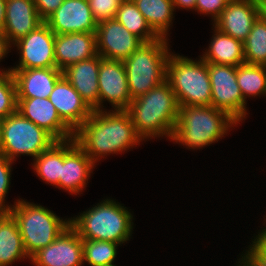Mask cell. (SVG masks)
Instances as JSON below:
<instances>
[{
	"label": "cell",
	"mask_w": 266,
	"mask_h": 266,
	"mask_svg": "<svg viewBox=\"0 0 266 266\" xmlns=\"http://www.w3.org/2000/svg\"><path fill=\"white\" fill-rule=\"evenodd\" d=\"M29 259L16 220L9 212H0V266Z\"/></svg>",
	"instance_id": "cb8c5ba5"
},
{
	"label": "cell",
	"mask_w": 266,
	"mask_h": 266,
	"mask_svg": "<svg viewBox=\"0 0 266 266\" xmlns=\"http://www.w3.org/2000/svg\"><path fill=\"white\" fill-rule=\"evenodd\" d=\"M56 68L63 71L68 66L98 55L96 33L55 34Z\"/></svg>",
	"instance_id": "d6986e66"
},
{
	"label": "cell",
	"mask_w": 266,
	"mask_h": 266,
	"mask_svg": "<svg viewBox=\"0 0 266 266\" xmlns=\"http://www.w3.org/2000/svg\"><path fill=\"white\" fill-rule=\"evenodd\" d=\"M115 19L143 42H152L160 37L151 29L148 22L132 0H122Z\"/></svg>",
	"instance_id": "4316f807"
},
{
	"label": "cell",
	"mask_w": 266,
	"mask_h": 266,
	"mask_svg": "<svg viewBox=\"0 0 266 266\" xmlns=\"http://www.w3.org/2000/svg\"><path fill=\"white\" fill-rule=\"evenodd\" d=\"M122 0H89L92 14L97 23L113 19Z\"/></svg>",
	"instance_id": "1f68e13d"
},
{
	"label": "cell",
	"mask_w": 266,
	"mask_h": 266,
	"mask_svg": "<svg viewBox=\"0 0 266 266\" xmlns=\"http://www.w3.org/2000/svg\"><path fill=\"white\" fill-rule=\"evenodd\" d=\"M119 245L110 241L82 239L83 260L90 266L114 265Z\"/></svg>",
	"instance_id": "f546056e"
},
{
	"label": "cell",
	"mask_w": 266,
	"mask_h": 266,
	"mask_svg": "<svg viewBox=\"0 0 266 266\" xmlns=\"http://www.w3.org/2000/svg\"><path fill=\"white\" fill-rule=\"evenodd\" d=\"M11 46L6 35L0 31V61L9 53Z\"/></svg>",
	"instance_id": "74e56055"
},
{
	"label": "cell",
	"mask_w": 266,
	"mask_h": 266,
	"mask_svg": "<svg viewBox=\"0 0 266 266\" xmlns=\"http://www.w3.org/2000/svg\"><path fill=\"white\" fill-rule=\"evenodd\" d=\"M263 14L266 16V0H263Z\"/></svg>",
	"instance_id": "60d3db41"
},
{
	"label": "cell",
	"mask_w": 266,
	"mask_h": 266,
	"mask_svg": "<svg viewBox=\"0 0 266 266\" xmlns=\"http://www.w3.org/2000/svg\"><path fill=\"white\" fill-rule=\"evenodd\" d=\"M246 252L239 259L245 266H266V254L258 253L252 246Z\"/></svg>",
	"instance_id": "d590c367"
},
{
	"label": "cell",
	"mask_w": 266,
	"mask_h": 266,
	"mask_svg": "<svg viewBox=\"0 0 266 266\" xmlns=\"http://www.w3.org/2000/svg\"><path fill=\"white\" fill-rule=\"evenodd\" d=\"M54 43V32L43 22L13 44L19 50L20 59L10 70L56 67Z\"/></svg>",
	"instance_id": "30bf717a"
},
{
	"label": "cell",
	"mask_w": 266,
	"mask_h": 266,
	"mask_svg": "<svg viewBox=\"0 0 266 266\" xmlns=\"http://www.w3.org/2000/svg\"><path fill=\"white\" fill-rule=\"evenodd\" d=\"M44 22L54 34L96 33L98 25L89 0H64Z\"/></svg>",
	"instance_id": "5bb4252c"
},
{
	"label": "cell",
	"mask_w": 266,
	"mask_h": 266,
	"mask_svg": "<svg viewBox=\"0 0 266 266\" xmlns=\"http://www.w3.org/2000/svg\"><path fill=\"white\" fill-rule=\"evenodd\" d=\"M133 215L115 200L105 199L77 217L70 225L81 239L110 241L123 244L130 239Z\"/></svg>",
	"instance_id": "277c9868"
},
{
	"label": "cell",
	"mask_w": 266,
	"mask_h": 266,
	"mask_svg": "<svg viewBox=\"0 0 266 266\" xmlns=\"http://www.w3.org/2000/svg\"><path fill=\"white\" fill-rule=\"evenodd\" d=\"M8 212L17 222L29 259L70 226L69 218L63 220L51 210L22 199L15 201Z\"/></svg>",
	"instance_id": "8992f818"
},
{
	"label": "cell",
	"mask_w": 266,
	"mask_h": 266,
	"mask_svg": "<svg viewBox=\"0 0 266 266\" xmlns=\"http://www.w3.org/2000/svg\"><path fill=\"white\" fill-rule=\"evenodd\" d=\"M48 99L56 108L60 118L74 132L93 112L64 76L56 82Z\"/></svg>",
	"instance_id": "ac0fdd59"
},
{
	"label": "cell",
	"mask_w": 266,
	"mask_h": 266,
	"mask_svg": "<svg viewBox=\"0 0 266 266\" xmlns=\"http://www.w3.org/2000/svg\"><path fill=\"white\" fill-rule=\"evenodd\" d=\"M57 140L45 129L26 119L19 111L1 120L0 154L11 161L22 155L34 159Z\"/></svg>",
	"instance_id": "ba28073f"
},
{
	"label": "cell",
	"mask_w": 266,
	"mask_h": 266,
	"mask_svg": "<svg viewBox=\"0 0 266 266\" xmlns=\"http://www.w3.org/2000/svg\"><path fill=\"white\" fill-rule=\"evenodd\" d=\"M74 139L94 163L101 157L127 151L143 140L126 110L93 111L74 132Z\"/></svg>",
	"instance_id": "6da1fadb"
},
{
	"label": "cell",
	"mask_w": 266,
	"mask_h": 266,
	"mask_svg": "<svg viewBox=\"0 0 266 266\" xmlns=\"http://www.w3.org/2000/svg\"><path fill=\"white\" fill-rule=\"evenodd\" d=\"M96 164L76 144L74 138L64 141V163L60 176V189L79 194L86 187Z\"/></svg>",
	"instance_id": "e0dca14e"
},
{
	"label": "cell",
	"mask_w": 266,
	"mask_h": 266,
	"mask_svg": "<svg viewBox=\"0 0 266 266\" xmlns=\"http://www.w3.org/2000/svg\"><path fill=\"white\" fill-rule=\"evenodd\" d=\"M209 49L202 58L207 63L239 66L245 63L243 42L229 36L216 27Z\"/></svg>",
	"instance_id": "603a6c76"
},
{
	"label": "cell",
	"mask_w": 266,
	"mask_h": 266,
	"mask_svg": "<svg viewBox=\"0 0 266 266\" xmlns=\"http://www.w3.org/2000/svg\"><path fill=\"white\" fill-rule=\"evenodd\" d=\"M17 111L38 127L45 129L57 141L74 138V131L60 118L48 98H17Z\"/></svg>",
	"instance_id": "2e32d148"
},
{
	"label": "cell",
	"mask_w": 266,
	"mask_h": 266,
	"mask_svg": "<svg viewBox=\"0 0 266 266\" xmlns=\"http://www.w3.org/2000/svg\"><path fill=\"white\" fill-rule=\"evenodd\" d=\"M238 263H240L241 265L239 264V265H237V266H245L244 263H243L242 261H238Z\"/></svg>",
	"instance_id": "7bdbcfd3"
},
{
	"label": "cell",
	"mask_w": 266,
	"mask_h": 266,
	"mask_svg": "<svg viewBox=\"0 0 266 266\" xmlns=\"http://www.w3.org/2000/svg\"><path fill=\"white\" fill-rule=\"evenodd\" d=\"M236 124L225 111L213 106H179L171 141L190 149H200L218 142Z\"/></svg>",
	"instance_id": "3957f363"
},
{
	"label": "cell",
	"mask_w": 266,
	"mask_h": 266,
	"mask_svg": "<svg viewBox=\"0 0 266 266\" xmlns=\"http://www.w3.org/2000/svg\"><path fill=\"white\" fill-rule=\"evenodd\" d=\"M226 5L224 0H196L195 10L199 13L210 15L214 22L225 9Z\"/></svg>",
	"instance_id": "836d02e7"
},
{
	"label": "cell",
	"mask_w": 266,
	"mask_h": 266,
	"mask_svg": "<svg viewBox=\"0 0 266 266\" xmlns=\"http://www.w3.org/2000/svg\"><path fill=\"white\" fill-rule=\"evenodd\" d=\"M30 261L35 266H82V239L70 225L50 245L35 253Z\"/></svg>",
	"instance_id": "4fadbf2b"
},
{
	"label": "cell",
	"mask_w": 266,
	"mask_h": 266,
	"mask_svg": "<svg viewBox=\"0 0 266 266\" xmlns=\"http://www.w3.org/2000/svg\"><path fill=\"white\" fill-rule=\"evenodd\" d=\"M166 80L179 106H211L208 64L202 58L194 61L171 53L166 63Z\"/></svg>",
	"instance_id": "5b68a950"
},
{
	"label": "cell",
	"mask_w": 266,
	"mask_h": 266,
	"mask_svg": "<svg viewBox=\"0 0 266 266\" xmlns=\"http://www.w3.org/2000/svg\"><path fill=\"white\" fill-rule=\"evenodd\" d=\"M251 246L258 253L266 254V228L261 230V232H258V235L254 238V241H252Z\"/></svg>",
	"instance_id": "8d00e7d4"
},
{
	"label": "cell",
	"mask_w": 266,
	"mask_h": 266,
	"mask_svg": "<svg viewBox=\"0 0 266 266\" xmlns=\"http://www.w3.org/2000/svg\"><path fill=\"white\" fill-rule=\"evenodd\" d=\"M17 89L10 69L0 70V118L17 111Z\"/></svg>",
	"instance_id": "4dcf8cb0"
},
{
	"label": "cell",
	"mask_w": 266,
	"mask_h": 266,
	"mask_svg": "<svg viewBox=\"0 0 266 266\" xmlns=\"http://www.w3.org/2000/svg\"><path fill=\"white\" fill-rule=\"evenodd\" d=\"M13 74L17 98H49L63 72L56 68L10 70Z\"/></svg>",
	"instance_id": "7402d4cb"
},
{
	"label": "cell",
	"mask_w": 266,
	"mask_h": 266,
	"mask_svg": "<svg viewBox=\"0 0 266 266\" xmlns=\"http://www.w3.org/2000/svg\"><path fill=\"white\" fill-rule=\"evenodd\" d=\"M5 4L6 0H0V31H2L5 21Z\"/></svg>",
	"instance_id": "ab89813d"
},
{
	"label": "cell",
	"mask_w": 266,
	"mask_h": 266,
	"mask_svg": "<svg viewBox=\"0 0 266 266\" xmlns=\"http://www.w3.org/2000/svg\"><path fill=\"white\" fill-rule=\"evenodd\" d=\"M14 162L0 154V212H8L13 205H5V197L9 191L11 169Z\"/></svg>",
	"instance_id": "d6a6232c"
},
{
	"label": "cell",
	"mask_w": 266,
	"mask_h": 266,
	"mask_svg": "<svg viewBox=\"0 0 266 266\" xmlns=\"http://www.w3.org/2000/svg\"><path fill=\"white\" fill-rule=\"evenodd\" d=\"M263 13V0H241L227 4L213 26L244 42L257 18Z\"/></svg>",
	"instance_id": "9a60e30c"
},
{
	"label": "cell",
	"mask_w": 266,
	"mask_h": 266,
	"mask_svg": "<svg viewBox=\"0 0 266 266\" xmlns=\"http://www.w3.org/2000/svg\"><path fill=\"white\" fill-rule=\"evenodd\" d=\"M243 47L246 64L266 65V16L263 13L254 22Z\"/></svg>",
	"instance_id": "f1b7e54d"
},
{
	"label": "cell",
	"mask_w": 266,
	"mask_h": 266,
	"mask_svg": "<svg viewBox=\"0 0 266 266\" xmlns=\"http://www.w3.org/2000/svg\"><path fill=\"white\" fill-rule=\"evenodd\" d=\"M168 40L160 37L144 42L123 61L132 100L166 80V63L171 54Z\"/></svg>",
	"instance_id": "52a82bcc"
},
{
	"label": "cell",
	"mask_w": 266,
	"mask_h": 266,
	"mask_svg": "<svg viewBox=\"0 0 266 266\" xmlns=\"http://www.w3.org/2000/svg\"><path fill=\"white\" fill-rule=\"evenodd\" d=\"M236 76L245 101L247 96H266V65L241 64L236 67Z\"/></svg>",
	"instance_id": "83f0119b"
},
{
	"label": "cell",
	"mask_w": 266,
	"mask_h": 266,
	"mask_svg": "<svg viewBox=\"0 0 266 266\" xmlns=\"http://www.w3.org/2000/svg\"><path fill=\"white\" fill-rule=\"evenodd\" d=\"M226 4H230L233 2L241 1V0H224Z\"/></svg>",
	"instance_id": "b9f144b4"
},
{
	"label": "cell",
	"mask_w": 266,
	"mask_h": 266,
	"mask_svg": "<svg viewBox=\"0 0 266 266\" xmlns=\"http://www.w3.org/2000/svg\"><path fill=\"white\" fill-rule=\"evenodd\" d=\"M211 84V106L225 111L238 124L247 115L246 101L237 83L236 67L207 63Z\"/></svg>",
	"instance_id": "9c48e42d"
},
{
	"label": "cell",
	"mask_w": 266,
	"mask_h": 266,
	"mask_svg": "<svg viewBox=\"0 0 266 266\" xmlns=\"http://www.w3.org/2000/svg\"><path fill=\"white\" fill-rule=\"evenodd\" d=\"M36 10L43 21L53 14L64 2V0H33Z\"/></svg>",
	"instance_id": "e575fe53"
},
{
	"label": "cell",
	"mask_w": 266,
	"mask_h": 266,
	"mask_svg": "<svg viewBox=\"0 0 266 266\" xmlns=\"http://www.w3.org/2000/svg\"><path fill=\"white\" fill-rule=\"evenodd\" d=\"M173 1V6L174 10L178 7L183 8V9H194L195 11V3L196 0H172Z\"/></svg>",
	"instance_id": "f35d334b"
},
{
	"label": "cell",
	"mask_w": 266,
	"mask_h": 266,
	"mask_svg": "<svg viewBox=\"0 0 266 266\" xmlns=\"http://www.w3.org/2000/svg\"><path fill=\"white\" fill-rule=\"evenodd\" d=\"M151 29L161 38L168 39L174 6L172 0H132Z\"/></svg>",
	"instance_id": "d4e9b609"
},
{
	"label": "cell",
	"mask_w": 266,
	"mask_h": 266,
	"mask_svg": "<svg viewBox=\"0 0 266 266\" xmlns=\"http://www.w3.org/2000/svg\"><path fill=\"white\" fill-rule=\"evenodd\" d=\"M96 43L102 58L124 61L144 42L113 18L98 23Z\"/></svg>",
	"instance_id": "8fae6325"
},
{
	"label": "cell",
	"mask_w": 266,
	"mask_h": 266,
	"mask_svg": "<svg viewBox=\"0 0 266 266\" xmlns=\"http://www.w3.org/2000/svg\"><path fill=\"white\" fill-rule=\"evenodd\" d=\"M126 111L143 140L161 136L172 138L179 105L167 80L133 99Z\"/></svg>",
	"instance_id": "7a4b0ae2"
},
{
	"label": "cell",
	"mask_w": 266,
	"mask_h": 266,
	"mask_svg": "<svg viewBox=\"0 0 266 266\" xmlns=\"http://www.w3.org/2000/svg\"><path fill=\"white\" fill-rule=\"evenodd\" d=\"M101 60L102 57L97 55L76 62L62 71L66 80L93 111L99 110L98 73Z\"/></svg>",
	"instance_id": "ffe728a7"
},
{
	"label": "cell",
	"mask_w": 266,
	"mask_h": 266,
	"mask_svg": "<svg viewBox=\"0 0 266 266\" xmlns=\"http://www.w3.org/2000/svg\"><path fill=\"white\" fill-rule=\"evenodd\" d=\"M43 22L33 0H6L2 32L10 44L25 37Z\"/></svg>",
	"instance_id": "44dd1931"
},
{
	"label": "cell",
	"mask_w": 266,
	"mask_h": 266,
	"mask_svg": "<svg viewBox=\"0 0 266 266\" xmlns=\"http://www.w3.org/2000/svg\"><path fill=\"white\" fill-rule=\"evenodd\" d=\"M33 160V169L37 176L46 183L60 188V176L64 163V141H56Z\"/></svg>",
	"instance_id": "484cf974"
},
{
	"label": "cell",
	"mask_w": 266,
	"mask_h": 266,
	"mask_svg": "<svg viewBox=\"0 0 266 266\" xmlns=\"http://www.w3.org/2000/svg\"><path fill=\"white\" fill-rule=\"evenodd\" d=\"M99 111L104 101L115 110H127L131 104L128 82L123 61L102 58L98 73Z\"/></svg>",
	"instance_id": "7c38bea8"
}]
</instances>
